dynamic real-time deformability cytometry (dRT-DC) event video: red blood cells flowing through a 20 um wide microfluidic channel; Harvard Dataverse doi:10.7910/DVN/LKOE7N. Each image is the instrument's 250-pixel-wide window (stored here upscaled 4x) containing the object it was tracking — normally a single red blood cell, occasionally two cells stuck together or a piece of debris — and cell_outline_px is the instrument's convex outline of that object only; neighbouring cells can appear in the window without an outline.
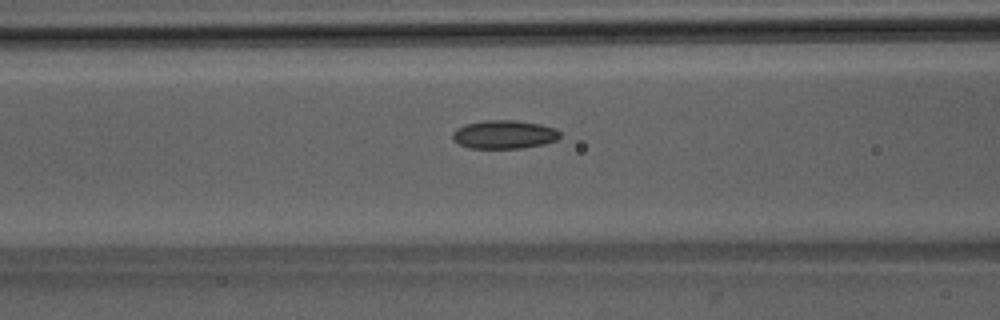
{"species": "Egyptian fruit bat (a non-hibernating species)", "species_latin": "Rousettus aegyptiacus", "temperature_condition": "room temperature", "stored_images_in_passage": 47, "camera_frame_rate_fps": 3000, "um_per_image_px": 0.085, "animal": {"sex": "male"}, "frame": {"image": 1, "passage_image": 19, "time_ms": 6.0, "image_size_px": [1000, 320], "cell_outline_px": [[560, 136], [556, 140], [544, 144], [520, 148], [468, 148], [452, 140], [452, 132], [464, 124], [484, 120], [516, 120], [540, 124], [556, 128], [560, 132]], "centroid_in_image_um": [42.84, 11.42], "position_along_channel_um": 123.8, "area_um2": 17.92}}
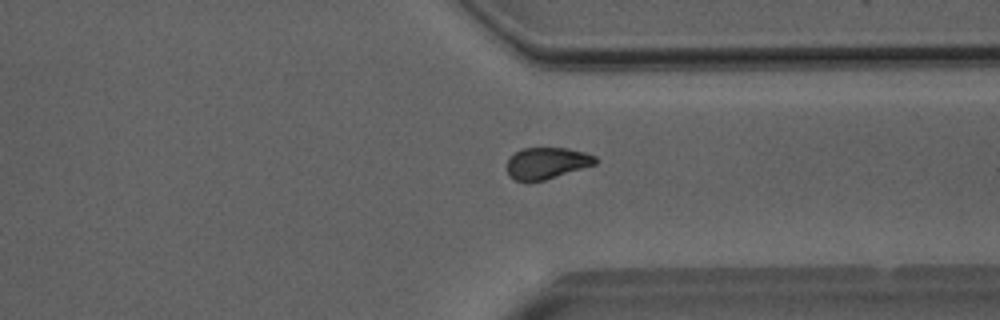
{"frame": {"image": 2, "passage_image": 37, "time_ms": 12.0, "image_size_px": [1000, 320], "cell_outline_px": [[596, 164], [544, 180], [528, 184], [516, 180], [508, 176], [508, 160], [520, 148], [568, 148], [584, 152], [596, 156]], "centroid_in_image_um": [46.45, 13.89], "position_along_channel_um": 364.9, "area_um2": 16.36}}
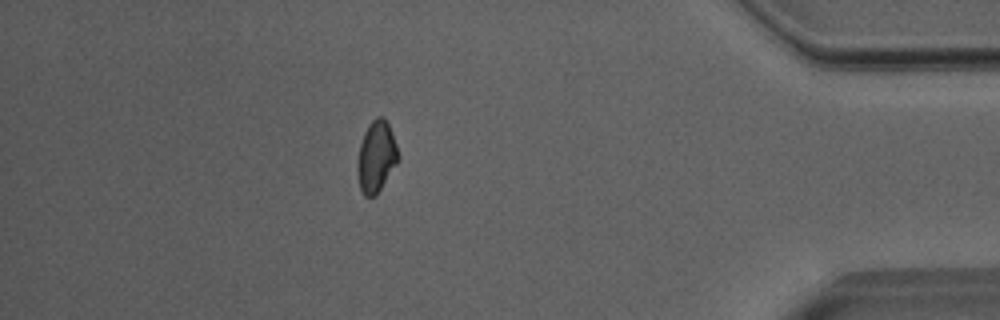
{"frame": {"image": 3, "passage_image": 43, "time_ms": 14.0, "image_size_px": [1000, 320], "cell_outline_px": [[400, 160], [376, 196], [364, 196], [360, 188], [356, 168], [360, 144], [364, 132], [368, 124], [376, 116], [380, 116], [388, 124], [396, 144], [400, 156]], "centroid_in_image_um": [31.99, 13.34], "position_along_channel_um": 403.2, "area_um2": 17.05}}